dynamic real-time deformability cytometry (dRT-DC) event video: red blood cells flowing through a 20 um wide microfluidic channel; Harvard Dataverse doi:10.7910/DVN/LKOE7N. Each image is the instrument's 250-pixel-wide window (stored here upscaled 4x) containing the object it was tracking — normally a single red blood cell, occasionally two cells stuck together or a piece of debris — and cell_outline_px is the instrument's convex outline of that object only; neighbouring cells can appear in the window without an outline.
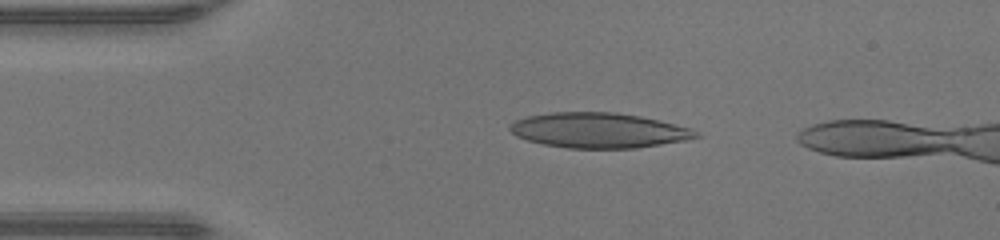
{"species": "human", "species_latin": "Homo sapiens", "temperature_condition": "warm", "stored_images_in_passage": 41, "camera_frame_rate_fps": 3000, "um_per_image_px": 0.085, "donor": {"sex": "male"}, "frame": {"image": 1, "passage_image": 7, "time_ms": 2.0, "image_size_px": [1000, 240], "cell_outline_px": [[700, 136], [684, 140], [636, 148], [568, 148], [544, 144], [528, 140], [516, 136], [508, 128], [516, 120], [528, 116], [552, 112], [616, 112], [640, 116], [660, 120], [692, 128]], "centroid_in_image_um": [50.89, 11.07], "position_along_channel_um": 34.1, "area_um2": 37.86}}
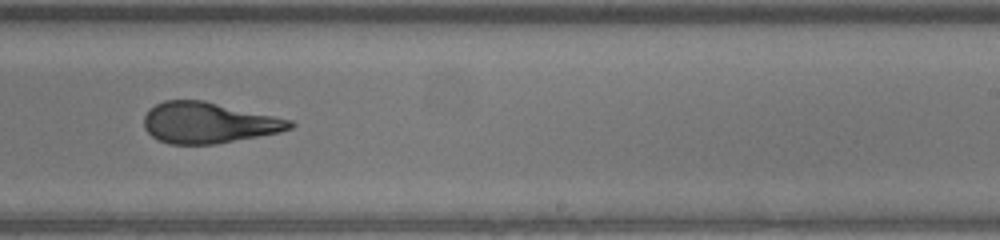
{"frame": {"image": 2, "passage_image": 26, "time_ms": 8.333, "image_size_px": [1000, 240], "cell_outline_px": [[296, 124], [292, 128], [280, 132], [216, 144], [168, 144], [152, 136], [144, 128], [144, 116], [156, 104], [164, 100], [204, 100], [292, 120]], "centroid_in_image_um": [17.73, 10.43], "position_along_channel_um": 271.3, "area_um2": 34.68}}
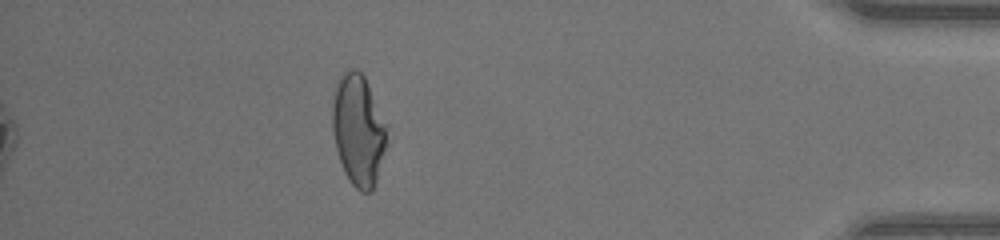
{"frame": {"image": 3, "passage_image": 39, "time_ms": 12.667, "image_size_px": [1000, 240], "cell_outline_px": [[388, 144], [372, 192], [360, 192], [348, 180], [344, 172], [336, 148], [332, 132], [332, 104], [336, 84], [340, 76], [344, 72], [352, 68], [356, 68], [364, 76], [388, 124]], "centroid_in_image_um": [30.48, 11.06], "position_along_channel_um": 404.7, "area_um2": 35.89}, "authors_computed_cell_mechanics": {"area_um2": 36.4718, "velocity_mm_per_s": 4.3258, "shape_relaxation_time_tau1_ms": null, "shape_relaxation_time_tau2_ms": 1.1438, "deformation_change_tau1": null, "deformation_change_tau2": 0.0962}}